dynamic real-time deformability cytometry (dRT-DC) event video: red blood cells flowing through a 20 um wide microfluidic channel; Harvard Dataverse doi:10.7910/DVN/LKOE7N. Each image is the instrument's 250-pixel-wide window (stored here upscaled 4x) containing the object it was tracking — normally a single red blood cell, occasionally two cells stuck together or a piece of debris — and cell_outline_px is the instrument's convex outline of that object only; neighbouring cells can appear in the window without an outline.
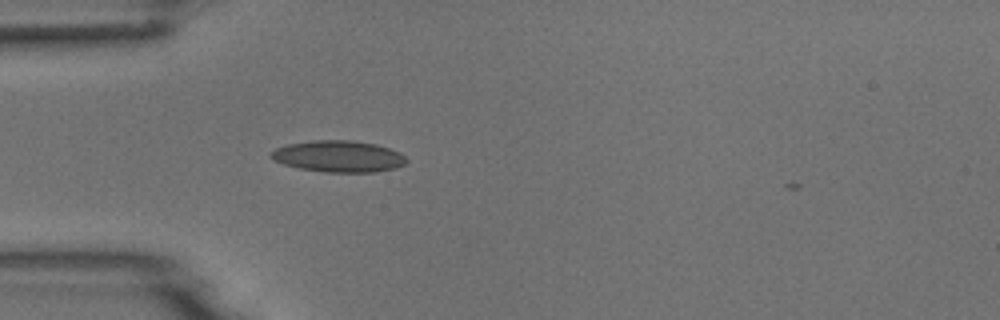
{"species": "common noctule bat (a hibernating species)", "species_latin": "Nyctalus noctula", "temperature_condition": "room temperature", "stored_images_in_passage": 3, "camera_frame_rate_fps": 3000, "um_per_image_px": 0.085, "animal": {"sex": "male", "body_mass_g": 18.8}, "frame": {"image": 1, "passage_image": 2, "time_ms": 0.333, "image_size_px": [1000, 320], "cell_outline_px": [[408, 160], [404, 164], [396, 168], [372, 172], [324, 172], [300, 168], [284, 164], [276, 160], [272, 156], [272, 152], [276, 148], [288, 144], [312, 140], [352, 140], [376, 144], [400, 152]], "centroid_in_image_um": [28.82, 13.28], "position_along_channel_um": 56.2, "area_um2": 24.62}}